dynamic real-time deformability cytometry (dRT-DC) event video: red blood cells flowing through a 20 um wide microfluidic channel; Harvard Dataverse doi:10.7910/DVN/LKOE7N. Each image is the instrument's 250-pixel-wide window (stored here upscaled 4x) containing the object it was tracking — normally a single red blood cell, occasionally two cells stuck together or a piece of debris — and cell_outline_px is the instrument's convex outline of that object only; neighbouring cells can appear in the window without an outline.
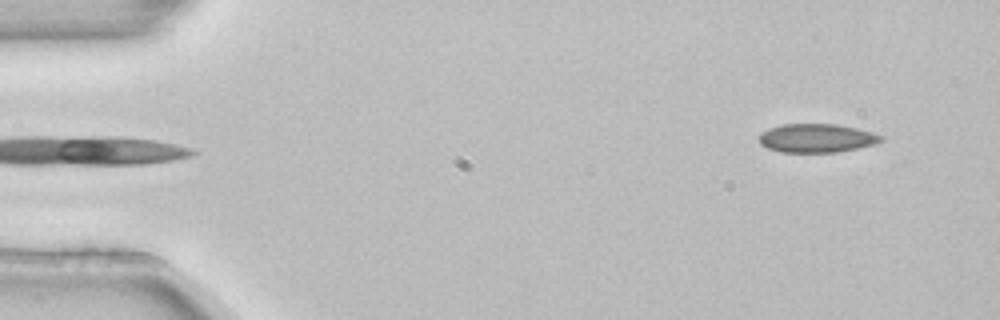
{"species": "common noctule bat (a hibernating species)", "species_latin": "Nyctalus noctula", "temperature_condition": "room temperature", "stored_images_in_passage": 4, "camera_frame_rate_fps": 3000, "um_per_image_px": 0.085, "animal": {"sex": "female", "body_mass_g": 22.7, "forearm_length_mm": 54.2}, "frame": {"image": 1, "passage_image": 4, "time_ms": 1.0, "image_size_px": [1000, 320], "cell_outline_px": [[884, 140], [876, 144], [836, 152], [780, 152], [768, 148], [760, 144], [760, 132], [768, 128], [780, 124], [836, 124], [856, 128], [872, 132], [884, 136]], "centroid_in_image_um": [69.42, 11.73], "position_along_channel_um": 15.6, "area_um2": 20.46}}